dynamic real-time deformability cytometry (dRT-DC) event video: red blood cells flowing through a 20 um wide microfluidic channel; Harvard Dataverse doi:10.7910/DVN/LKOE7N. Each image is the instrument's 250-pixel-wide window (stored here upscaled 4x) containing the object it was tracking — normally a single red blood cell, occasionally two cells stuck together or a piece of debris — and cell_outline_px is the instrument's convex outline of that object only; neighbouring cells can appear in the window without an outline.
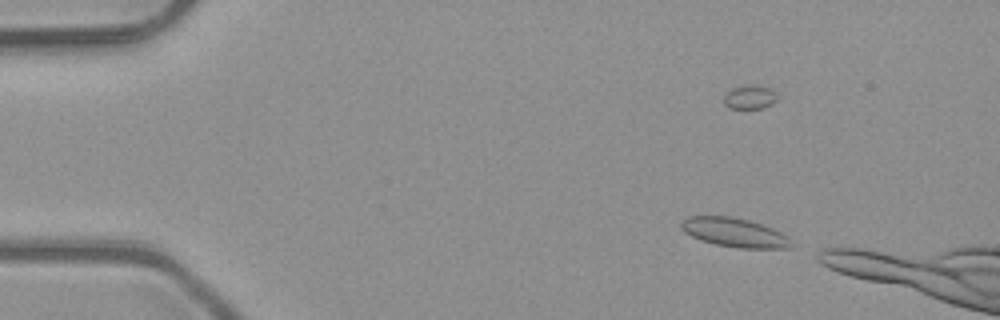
{"species": "common noctule bat (a hibernating species)", "species_latin": "Nyctalus noctula", "temperature_condition": "room temperature", "stored_images_in_passage": 7, "camera_frame_rate_fps": 3000, "um_per_image_px": 0.085, "animal": {"sex": "male", "body_mass_g": 23.1, "forearm_length_mm": 52.7}, "frame": {"image": 1, "passage_image": 3, "time_ms": 0.667, "image_size_px": [1000, 320], "cell_outline_px": [[796, 244], [792, 248], [736, 248], [716, 244], [700, 240], [684, 232], [680, 228], [680, 224], [684, 216], [732, 216], [748, 220], [772, 228], [788, 236]], "centroid_in_image_um": [62.44, 19.76], "position_along_channel_um": 22.6, "area_um2": 18.9}}